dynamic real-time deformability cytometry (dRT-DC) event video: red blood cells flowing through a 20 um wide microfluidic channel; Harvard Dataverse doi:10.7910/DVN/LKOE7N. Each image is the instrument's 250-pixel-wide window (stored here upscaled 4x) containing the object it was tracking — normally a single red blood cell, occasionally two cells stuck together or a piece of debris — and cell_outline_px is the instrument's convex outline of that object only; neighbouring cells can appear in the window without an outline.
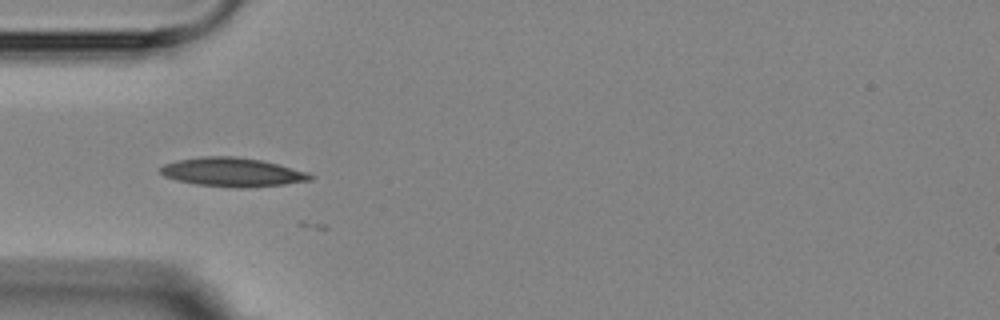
{"species": "Egyptian fruit bat (a non-hibernating species)", "species_latin": "Rousettus aegyptiacus", "temperature_condition": "room temperature", "stored_images_in_passage": 6, "camera_frame_rate_fps": 3000, "um_per_image_px": 0.085, "animal": {"sex": "female"}, "frame": {"image": 1, "passage_image": 3, "time_ms": 2.333, "image_size_px": [1000, 320], "cell_outline_px": [[312, 180], [284, 184], [248, 188], [236, 188], [196, 184], [176, 180], [164, 176], [160, 172], [160, 168], [164, 164], [180, 160], [200, 156], [236, 156], [260, 160], [308, 172], [312, 176]], "centroid_in_image_um": [19.74, 14.64], "position_along_channel_um": 65.3, "area_um2": 25.09}}
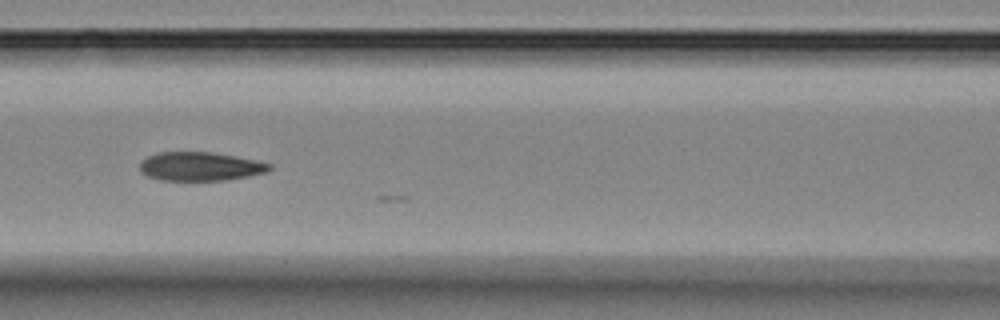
{"frame": {"image": 2, "passage_image": 5, "time_ms": 4.667, "image_size_px": [1000, 320], "cell_outline_px": [[272, 168], [264, 172], [248, 176], [224, 180], [160, 180], [148, 176], [140, 172], [140, 160], [156, 152], [212, 152], [256, 160], [272, 164]], "centroid_in_image_um": [16.97, 14.14], "position_along_channel_um": 149.6, "area_um2": 21.68}}
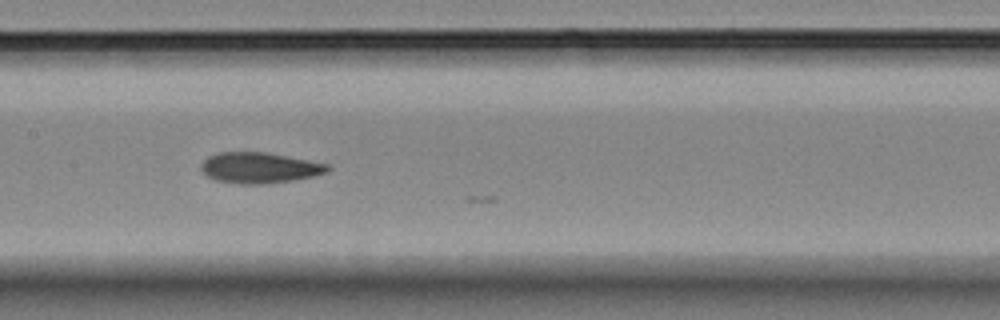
{"frame": {"image": 3, "passage_image": 6, "time_ms": 5.667, "image_size_px": [1000, 320], "cell_outline_px": [[332, 168], [328, 172], [312, 176], [292, 180], [264, 184], [240, 184], [216, 180], [208, 176], [200, 168], [200, 164], [208, 156], [216, 152], [264, 152], [308, 160], [328, 164]], "centroid_in_image_um": [22.04, 14.26], "position_along_channel_um": 185.4, "area_um2": 22.6}}